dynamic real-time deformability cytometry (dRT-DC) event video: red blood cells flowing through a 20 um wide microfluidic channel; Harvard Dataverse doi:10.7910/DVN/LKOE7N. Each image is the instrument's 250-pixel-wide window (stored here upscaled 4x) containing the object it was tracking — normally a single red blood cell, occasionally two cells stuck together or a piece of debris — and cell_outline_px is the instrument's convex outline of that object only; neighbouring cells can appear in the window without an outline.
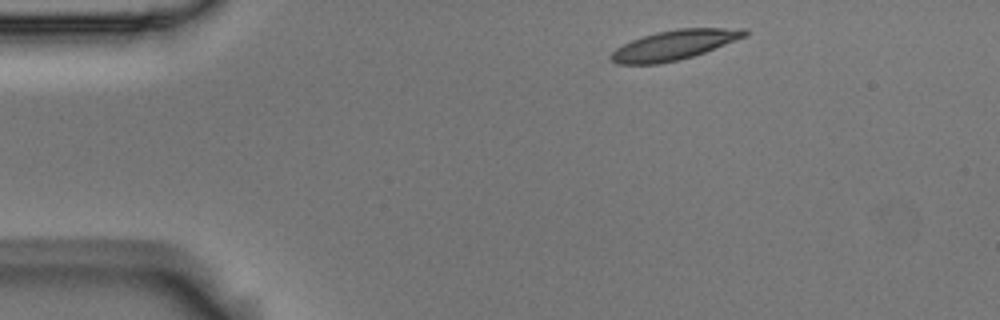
{"species": "Egyptian fruit bat (a non-hibernating species)", "species_latin": "Rousettus aegyptiacus", "temperature_condition": "room temperature", "stored_images_in_passage": 3, "camera_frame_rate_fps": 3000, "um_per_image_px": 0.085, "animal": {"sex": "male"}, "frame": {"image": 1, "passage_image": 1, "time_ms": 0.0, "image_size_px": [1000, 320], "cell_outline_px": [[748, 32], [744, 36], [704, 52], [692, 56], [676, 60], [656, 64], [616, 64], [608, 56], [616, 48], [632, 40], [656, 32], [680, 28], [744, 28]], "centroid_in_image_um": [57.25, 3.82], "position_along_channel_um": 27.7, "area_um2": 22.66}}